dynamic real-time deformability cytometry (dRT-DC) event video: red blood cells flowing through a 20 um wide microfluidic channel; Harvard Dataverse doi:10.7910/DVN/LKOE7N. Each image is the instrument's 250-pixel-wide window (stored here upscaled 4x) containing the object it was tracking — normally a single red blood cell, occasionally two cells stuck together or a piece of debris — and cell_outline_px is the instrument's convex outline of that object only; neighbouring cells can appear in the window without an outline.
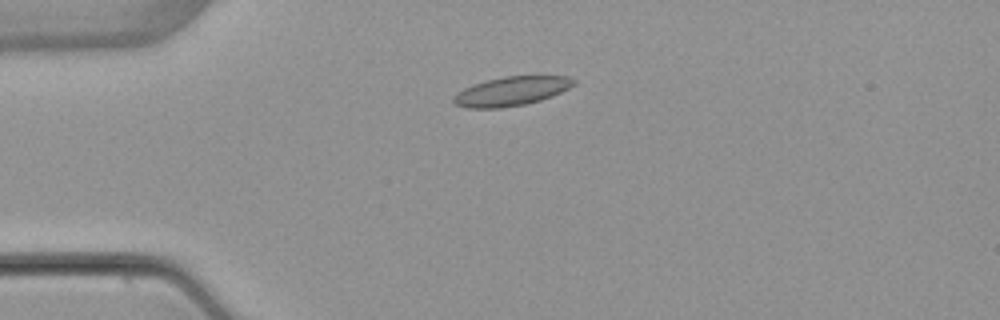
{"species": "common noctule bat (a hibernating species)", "species_latin": "Nyctalus noctula", "temperature_condition": "warm", "stored_images_in_passage": 5, "camera_frame_rate_fps": 3000, "um_per_image_px": 0.085, "animal": {"sex": "female", "body_mass_g": 22.7, "forearm_length_mm": 54.2}, "frame": {"image": 1, "passage_image": 4, "time_ms": 3.333, "image_size_px": [1000, 320], "cell_outline_px": [[576, 84], [552, 96], [540, 100], [524, 104], [500, 108], [468, 108], [456, 104], [452, 100], [452, 96], [456, 92], [472, 84], [504, 76], [568, 76], [576, 80]], "centroid_in_image_um": [43.45, 7.75], "position_along_channel_um": 41.6, "area_um2": 20.35}}